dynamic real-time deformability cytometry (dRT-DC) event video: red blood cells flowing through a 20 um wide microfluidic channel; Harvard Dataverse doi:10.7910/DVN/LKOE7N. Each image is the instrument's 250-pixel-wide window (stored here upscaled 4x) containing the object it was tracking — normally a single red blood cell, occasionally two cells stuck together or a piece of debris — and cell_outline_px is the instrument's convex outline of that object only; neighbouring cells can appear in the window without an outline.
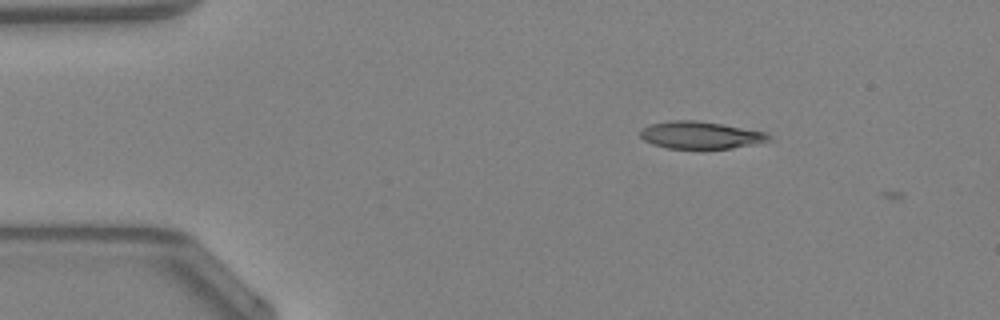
{"species": "Egyptian fruit bat (a non-hibernating species)", "species_latin": "Rousettus aegyptiacus", "temperature_condition": "warm", "stored_images_in_passage": 2, "camera_frame_rate_fps": 3000, "um_per_image_px": 0.085, "animal": {"sex": "female"}, "frame": {"image": 1, "passage_image": 1, "time_ms": 0.0, "image_size_px": [1000, 320], "cell_outline_px": [[772, 140], [732, 148], [668, 148], [652, 144], [644, 140], [640, 136], [640, 132], [644, 128], [652, 124], [672, 120], [696, 120], [768, 132], [772, 136]], "centroid_in_image_um": [59.58, 11.48], "position_along_channel_um": 25.4, "area_um2": 20.23}}